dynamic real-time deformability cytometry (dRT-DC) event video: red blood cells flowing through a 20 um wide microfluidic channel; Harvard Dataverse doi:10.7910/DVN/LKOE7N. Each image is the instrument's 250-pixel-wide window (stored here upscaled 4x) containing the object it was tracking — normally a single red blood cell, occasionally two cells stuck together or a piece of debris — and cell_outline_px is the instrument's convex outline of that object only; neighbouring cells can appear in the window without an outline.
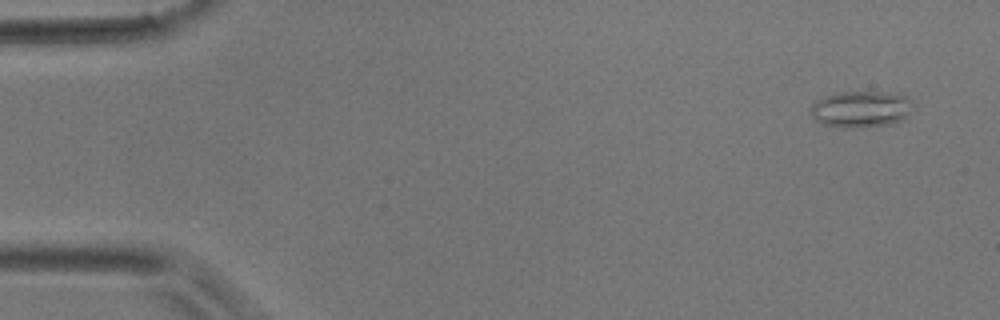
{"species": "common noctule bat (a hibernating species)", "species_latin": "Nyctalus noctula", "temperature_condition": "room temperature", "stored_images_in_passage": 3, "camera_frame_rate_fps": 3000, "um_per_image_px": 0.085, "animal": {"sex": "male", "body_mass_g": 17.9}, "frame": {"image": 1, "passage_image": 3, "time_ms": 0.667, "image_size_px": [1000, 320], "cell_outline_px": [[908, 100], [904, 120], [888, 124], [864, 128], [848, 128], [824, 124], [816, 120], [812, 116], [812, 104], [816, 100], [824, 96], [840, 92], [880, 92], [908, 96]], "centroid_in_image_um": [73.1, 9.29], "position_along_channel_um": 11.9, "area_um2": 21.15}}